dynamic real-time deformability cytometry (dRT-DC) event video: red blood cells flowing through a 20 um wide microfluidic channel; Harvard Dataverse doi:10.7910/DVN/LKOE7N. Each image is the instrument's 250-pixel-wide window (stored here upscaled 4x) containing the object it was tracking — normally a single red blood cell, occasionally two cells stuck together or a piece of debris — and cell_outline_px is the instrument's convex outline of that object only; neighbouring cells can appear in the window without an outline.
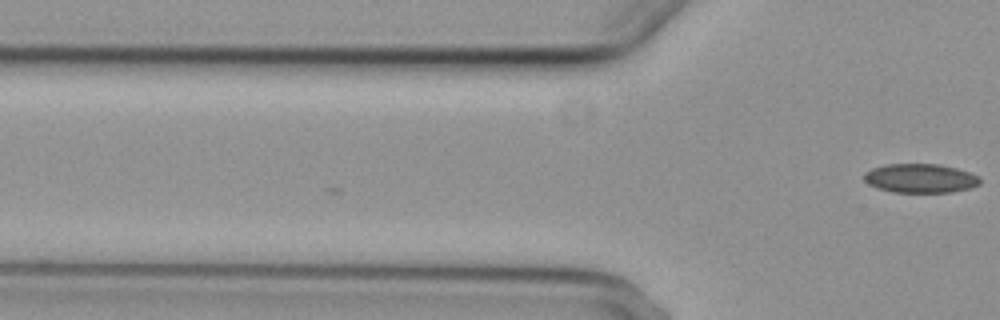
{"species": "common noctule bat (a hibernating species)", "species_latin": "Nyctalus noctula", "temperature_condition": "cold", "stored_images_in_passage": 5, "segment_of_instrument_passage": [2, 2], "camera_frame_rate_fps": 3000, "um_per_image_px": 0.085, "animal": {"sex": "female", "body_mass_g": 29.2, "forearm_length_mm": 56.3}, "frame": {"image": 1, "passage_image": 5, "time_ms": 5.667, "image_size_px": [1000, 320], "cell_outline_px": [[980, 184], [968, 188], [952, 192], [892, 192], [876, 188], [868, 184], [864, 180], [864, 172], [872, 168], [888, 164], [940, 164], [956, 168], [980, 176]], "centroid_in_image_um": [78.21, 15.15], "position_along_channel_um": 47.6, "area_um2": 19.65}}